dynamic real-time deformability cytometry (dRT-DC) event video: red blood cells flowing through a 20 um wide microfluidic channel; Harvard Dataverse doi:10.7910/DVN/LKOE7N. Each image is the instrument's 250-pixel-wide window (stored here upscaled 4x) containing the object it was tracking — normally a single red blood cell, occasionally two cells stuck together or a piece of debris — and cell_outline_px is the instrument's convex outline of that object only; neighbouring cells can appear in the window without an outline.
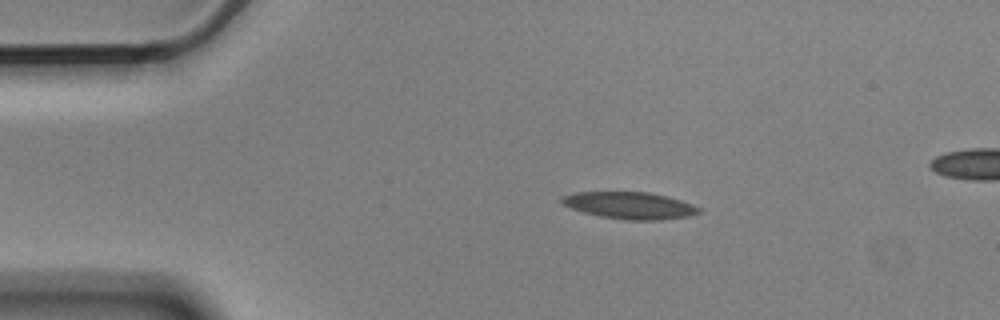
{"species": "Egyptian fruit bat (a non-hibernating species)", "species_latin": "Rousettus aegyptiacus", "temperature_condition": "cold", "stored_images_in_passage": 9, "camera_frame_rate_fps": 3000, "um_per_image_px": 0.085, "animal": {"sex": "male"}, "frame": {"image": 1, "passage_image": 2, "time_ms": 0.333, "image_size_px": [1000, 320], "cell_outline_px": [[700, 212], [688, 216], [660, 220], [628, 220], [600, 216], [584, 212], [572, 208], [564, 204], [560, 200], [564, 196], [576, 192], [648, 192], [680, 200], [692, 204], [700, 208]], "centroid_in_image_um": [53.54, 17.46], "position_along_channel_um": 31.5, "area_um2": 21.15}}
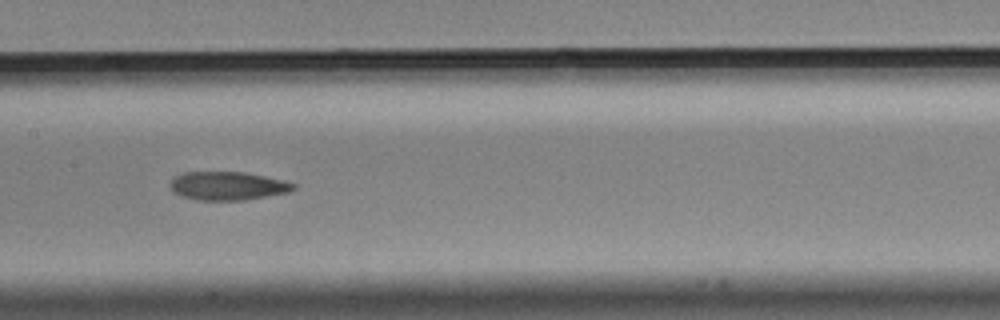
{"frame": {"image": 2, "passage_image": 7, "time_ms": 2.0, "image_size_px": [1000, 320], "cell_outline_px": [[296, 188], [288, 192], [244, 200], [196, 200], [180, 196], [172, 192], [168, 184], [176, 176], [184, 172], [244, 172], [284, 180], [296, 184]], "centroid_in_image_um": [19.32, 15.8], "position_along_channel_um": 188.1, "area_um2": 20.52}}
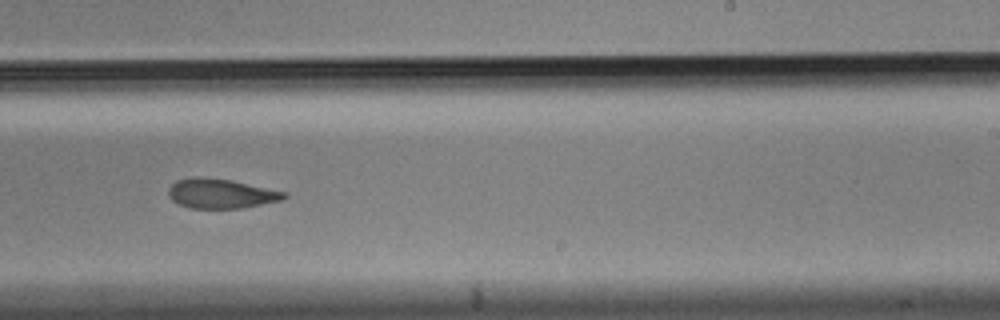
{"frame": {"image": 3, "passage_image": 9, "time_ms": 2.667, "image_size_px": [1000, 320], "cell_outline_px": [[288, 196], [284, 200], [240, 208], [188, 208], [172, 200], [168, 196], [168, 188], [176, 180], [196, 176], [200, 176], [232, 180], [284, 192]], "centroid_in_image_um": [18.74, 16.45], "position_along_channel_um": 270.3, "area_um2": 19.94}}